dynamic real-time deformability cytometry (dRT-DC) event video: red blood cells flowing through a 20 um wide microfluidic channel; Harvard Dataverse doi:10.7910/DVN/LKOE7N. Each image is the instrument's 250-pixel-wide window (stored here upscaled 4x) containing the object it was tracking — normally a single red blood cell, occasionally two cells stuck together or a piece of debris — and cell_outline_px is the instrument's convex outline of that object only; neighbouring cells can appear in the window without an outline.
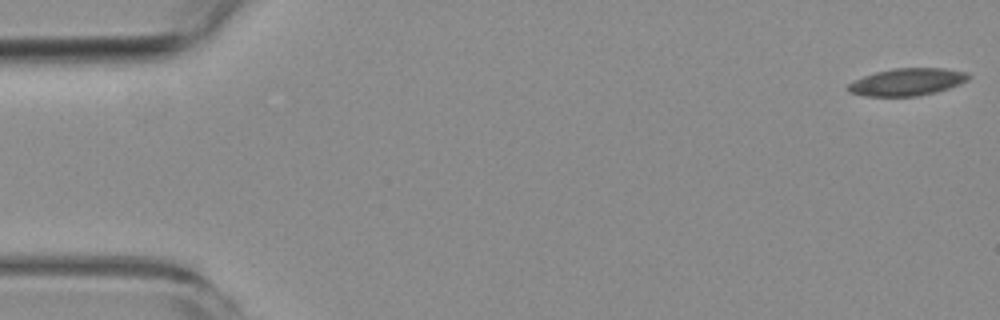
{"species": "common noctule bat (a hibernating species)", "species_latin": "Nyctalus noctula", "temperature_condition": "room temperature", "stored_images_in_passage": 12, "camera_frame_rate_fps": 3000, "um_per_image_px": 0.085, "animal": {"sex": "female", "body_mass_g": 19.3, "forearm_length_mm": 54.1}, "frame": {"image": 1, "passage_image": 1, "time_ms": 0.0, "image_size_px": [1000, 320], "cell_outline_px": [[972, 76], [968, 80], [960, 84], [948, 88], [916, 96], [864, 96], [848, 92], [848, 84], [852, 80], [876, 72], [892, 68], [944, 68], [968, 72]], "centroid_in_image_um": [77.1, 6.95], "position_along_channel_um": 7.9, "area_um2": 19.19}}
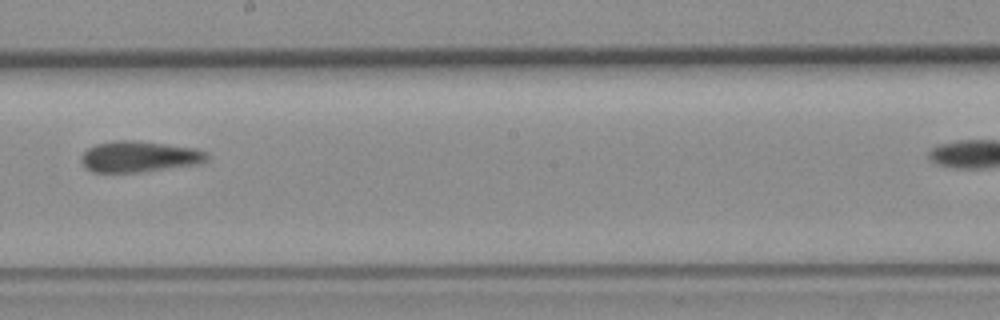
{"frame": {"image": 2, "passage_image": 10, "time_ms": 14.0, "image_size_px": [1000, 320], "cell_outline_px": [[208, 160], [200, 164], [140, 172], [92, 172], [84, 168], [80, 160], [80, 156], [88, 148], [96, 144], [116, 140], [132, 140], [196, 148], [208, 152]], "centroid_in_image_um": [11.83, 13.32], "position_along_channel_um": 236.4, "area_um2": 22.89}}
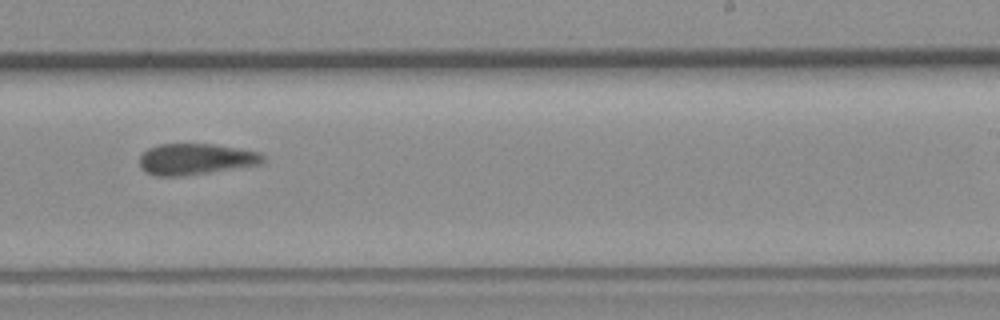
{"frame": {"image": 3, "passage_image": 11, "time_ms": 15.0, "image_size_px": [1000, 320], "cell_outline_px": [[264, 160], [260, 164], [184, 176], [156, 176], [140, 168], [140, 156], [148, 148], [160, 144], [212, 144], [260, 152], [264, 156]], "centroid_in_image_um": [16.61, 13.52], "position_along_channel_um": 272.4, "area_um2": 22.2}}